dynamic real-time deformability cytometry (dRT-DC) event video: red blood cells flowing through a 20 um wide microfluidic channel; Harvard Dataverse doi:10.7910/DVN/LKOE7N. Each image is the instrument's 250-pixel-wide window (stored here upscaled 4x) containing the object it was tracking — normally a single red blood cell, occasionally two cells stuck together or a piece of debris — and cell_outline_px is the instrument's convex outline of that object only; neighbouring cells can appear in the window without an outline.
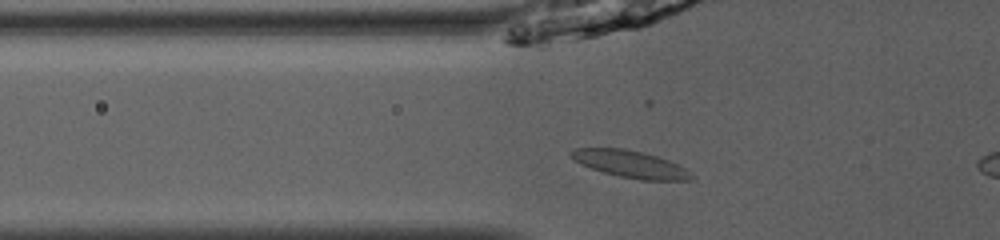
{"species": "common noctule bat (a hibernating species)", "species_latin": "Nyctalus noctula", "temperature_condition": "room temperature", "stored_images_in_passage": 19, "camera_frame_rate_fps": 3000, "um_per_image_px": 0.085, "animal": {"sex": "male", "body_mass_g": 13.0, "forearm_length_mm": 53.1}, "frame": {"image": 1, "passage_image": 16, "time_ms": 5.0, "image_size_px": [1000, 240], "cell_outline_px": [[696, 176], [692, 180], [640, 180], [620, 176], [604, 172], [580, 164], [572, 160], [568, 152], [576, 148], [624, 148], [644, 152], [668, 160], [692, 172]], "centroid_in_image_um": [53.58, 13.94], "position_along_channel_um": 72.2, "area_um2": 19.07}}